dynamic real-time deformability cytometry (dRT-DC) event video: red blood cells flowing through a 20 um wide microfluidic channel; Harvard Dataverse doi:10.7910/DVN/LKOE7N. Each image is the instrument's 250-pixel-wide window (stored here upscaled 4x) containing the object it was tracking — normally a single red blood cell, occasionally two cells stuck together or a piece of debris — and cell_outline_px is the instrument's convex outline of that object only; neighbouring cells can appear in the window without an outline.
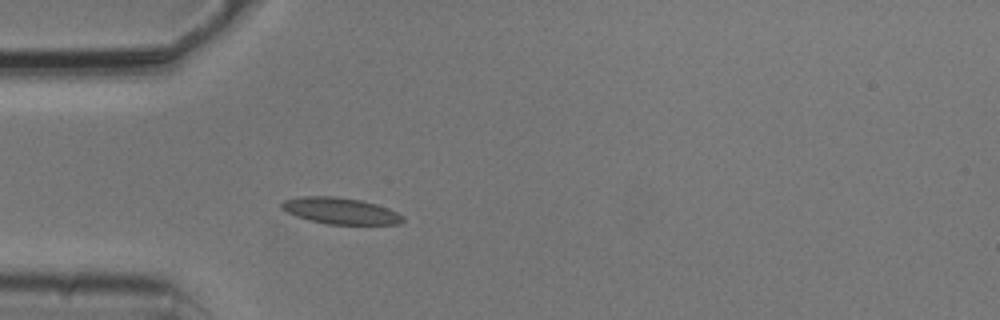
{"species": "common noctule bat (a hibernating species)", "species_latin": "Nyctalus noctula", "temperature_condition": "cold", "stored_images_in_passage": 4, "camera_frame_rate_fps": 3000, "um_per_image_px": 0.085, "animal": {"sex": "male", "body_mass_g": 20.5, "forearm_length_mm": 52.5}, "frame": {"image": 1, "passage_image": 1, "time_ms": 0.0, "image_size_px": [1000, 320], "cell_outline_px": [[404, 220], [400, 224], [328, 224], [308, 220], [296, 216], [280, 208], [280, 204], [284, 200], [300, 196], [336, 196], [360, 200], [376, 204], [388, 208], [404, 216]], "centroid_in_image_um": [28.92, 17.92], "position_along_channel_um": 56.1, "area_um2": 18.67}}